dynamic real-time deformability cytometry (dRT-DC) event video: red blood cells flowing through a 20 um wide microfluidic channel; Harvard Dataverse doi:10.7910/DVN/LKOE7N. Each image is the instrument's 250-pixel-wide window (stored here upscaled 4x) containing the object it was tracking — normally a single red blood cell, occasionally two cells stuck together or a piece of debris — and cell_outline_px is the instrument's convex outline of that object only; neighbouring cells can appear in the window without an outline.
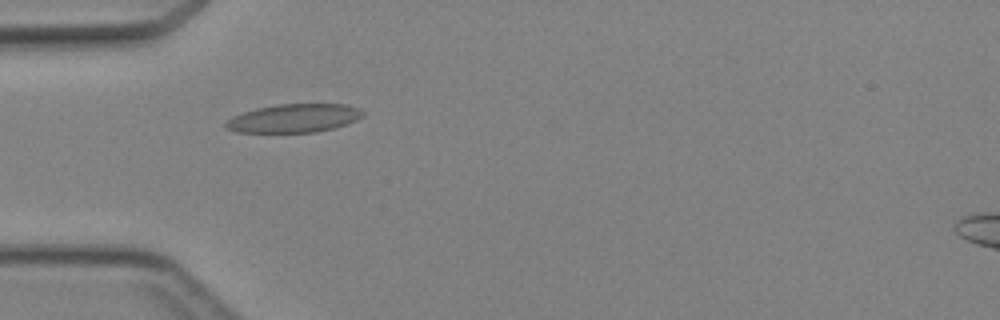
{"species": "Egyptian fruit bat (a non-hibernating species)", "species_latin": "Rousettus aegyptiacus", "temperature_condition": "cold", "stored_images_in_passage": 40, "camera_frame_rate_fps": 3000, "um_per_image_px": 0.085, "animal": {"sex": "female"}, "frame": {"image": 1, "passage_image": 8, "time_ms": 2.333, "image_size_px": [1000, 320], "cell_outline_px": [[364, 116], [356, 120], [332, 128], [316, 132], [236, 132], [224, 128], [224, 124], [232, 116], [256, 108], [276, 104], [344, 104], [360, 108], [364, 112]], "centroid_in_image_um": [24.97, 10.04], "position_along_channel_um": 60.0, "area_um2": 22.72}}
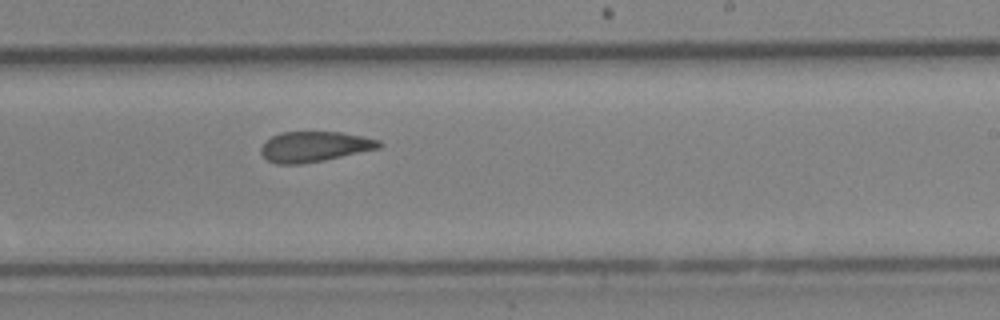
{"frame": {"image": 2, "passage_image": 22, "time_ms": 7.0, "image_size_px": [1000, 320], "cell_outline_px": [[384, 144], [380, 148], [324, 160], [300, 164], [276, 164], [268, 160], [260, 152], [260, 148], [272, 136], [280, 132], [340, 132], [364, 136], [380, 140]], "centroid_in_image_um": [26.76, 12.46], "position_along_channel_um": 262.2, "area_um2": 20.87}}
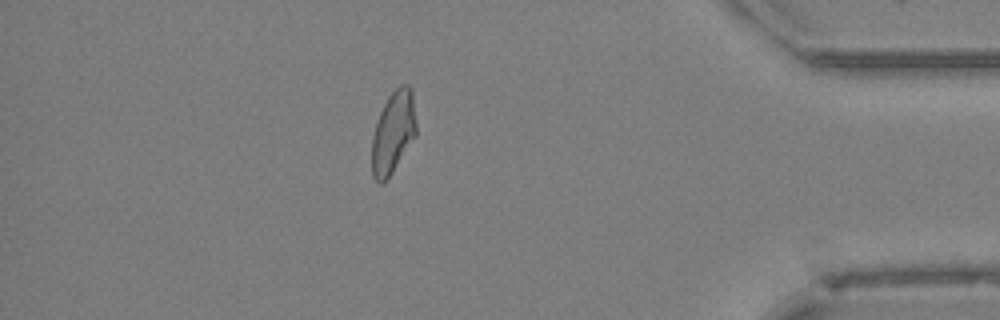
{"frame": {"image": 3, "passage_image": 34, "time_ms": 11.0, "image_size_px": [1000, 320], "cell_outline_px": [[416, 136], [384, 184], [380, 184], [372, 176], [372, 136], [380, 112], [388, 96], [400, 84], [408, 84], [412, 88], [416, 124]], "centroid_in_image_um": [33.42, 11.25], "position_along_channel_um": 401.8, "area_um2": 21.33}}